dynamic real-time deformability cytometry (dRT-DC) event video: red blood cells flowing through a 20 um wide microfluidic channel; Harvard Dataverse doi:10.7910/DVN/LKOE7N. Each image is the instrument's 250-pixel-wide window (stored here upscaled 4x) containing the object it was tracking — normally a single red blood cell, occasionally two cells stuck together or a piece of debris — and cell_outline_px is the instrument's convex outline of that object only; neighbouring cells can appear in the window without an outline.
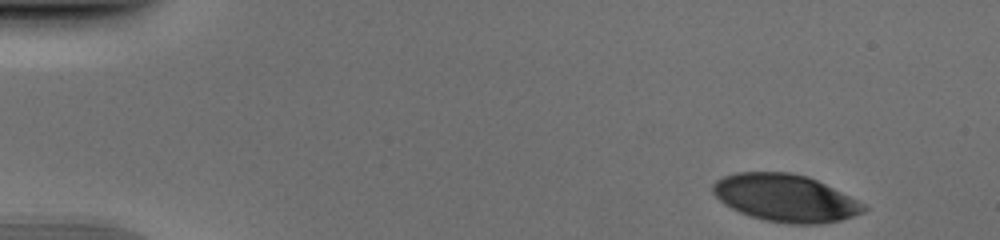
{"species": "human", "species_latin": "Homo sapiens", "temperature_condition": "cold", "stored_images_in_passage": 41, "camera_frame_rate_fps": 3000, "um_per_image_px": 0.085, "donor": {"sex": "male"}, "frame": {"image": 1, "passage_image": 1, "time_ms": 0.0, "image_size_px": [1000, 240], "cell_outline_px": [[868, 208], [864, 212], [840, 220], [816, 224], [788, 224], [764, 220], [740, 212], [724, 204], [712, 192], [712, 184], [716, 180], [724, 176], [736, 172], [792, 172], [808, 176], [864, 204]], "centroid_in_image_um": [66.72, 16.82], "position_along_channel_um": 18.3, "area_um2": 41.33}}
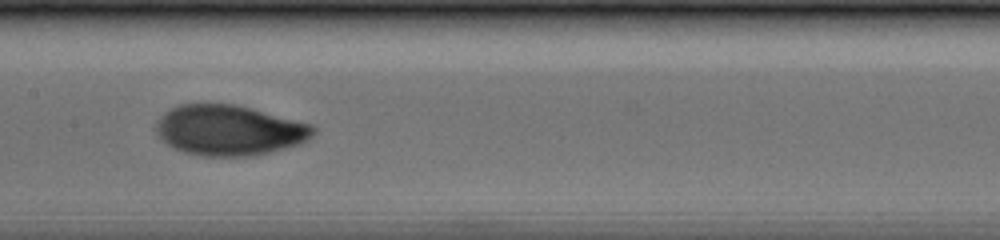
{"frame": {"image": 2, "passage_image": 23, "time_ms": 7.333, "image_size_px": [1000, 240], "cell_outline_px": [[316, 132], [308, 140], [300, 144], [256, 156], [200, 156], [184, 152], [172, 148], [160, 140], [156, 132], [156, 124], [172, 108], [180, 104], [236, 104], [312, 124], [316, 128]], "centroid_in_image_um": [19.52, 11.09], "position_along_channel_um": 187.9, "area_um2": 46.24}}
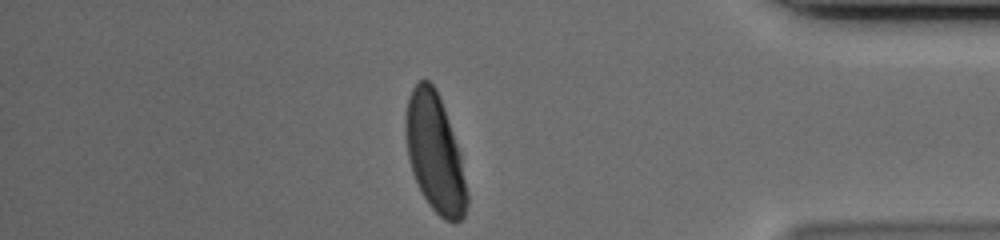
{"frame": {"image": 3, "passage_image": 41, "time_ms": 13.333, "image_size_px": [1000, 240], "cell_outline_px": [[468, 204], [464, 216], [460, 220], [452, 224], [444, 220], [428, 204], [420, 192], [412, 172], [408, 156], [404, 128], [404, 120], [408, 96], [412, 88], [420, 80], [428, 80], [436, 88], [460, 152], [468, 192]], "centroid_in_image_um": [36.96, 13.05], "position_along_channel_um": 398.2, "area_um2": 42.48}}